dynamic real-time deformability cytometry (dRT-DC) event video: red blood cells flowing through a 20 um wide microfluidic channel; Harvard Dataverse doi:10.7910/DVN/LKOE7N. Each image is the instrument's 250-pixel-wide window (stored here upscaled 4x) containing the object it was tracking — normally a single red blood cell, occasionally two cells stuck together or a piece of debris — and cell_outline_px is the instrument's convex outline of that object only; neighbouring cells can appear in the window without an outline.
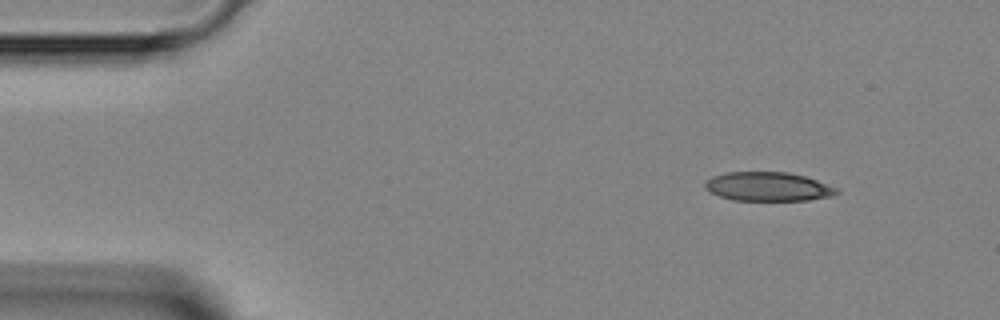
{"species": "Egyptian fruit bat (a non-hibernating species)", "species_latin": "Rousettus aegyptiacus", "temperature_condition": "room temperature", "stored_images_in_passage": 2, "camera_frame_rate_fps": 3000, "um_per_image_px": 0.085, "animal": {"sex": "female"}, "frame": {"image": 1, "passage_image": 1, "time_ms": 0.0, "image_size_px": [1000, 320], "cell_outline_px": [[840, 192], [832, 196], [808, 200], [732, 200], [720, 196], [704, 188], [704, 184], [712, 176], [724, 172], [788, 172], [804, 176], [816, 180], [836, 188]], "centroid_in_image_um": [65.27, 15.86], "position_along_channel_um": 19.7, "area_um2": 22.08}}